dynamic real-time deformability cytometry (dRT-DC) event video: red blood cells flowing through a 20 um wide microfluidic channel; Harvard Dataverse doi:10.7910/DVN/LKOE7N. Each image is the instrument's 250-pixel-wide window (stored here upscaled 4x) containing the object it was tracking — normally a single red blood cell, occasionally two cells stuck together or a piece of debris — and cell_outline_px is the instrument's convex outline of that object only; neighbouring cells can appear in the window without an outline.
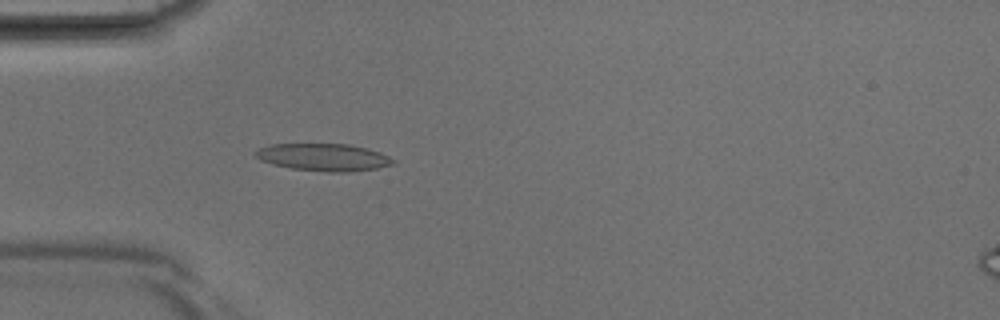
{"species": "Egyptian fruit bat (a non-hibernating species)", "species_latin": "Rousettus aegyptiacus", "temperature_condition": "room temperature", "stored_images_in_passage": 30, "camera_frame_rate_fps": 3000, "um_per_image_px": 0.085, "animal": {"sex": "male"}, "frame": {"image": 1, "passage_image": 1, "time_ms": 0.0, "image_size_px": [1000, 320], "cell_outline_px": [[396, 164], [376, 168], [344, 172], [328, 172], [292, 168], [272, 164], [260, 160], [252, 152], [260, 148], [272, 144], [348, 144], [380, 152], [396, 160]], "centroid_in_image_um": [27.5, 13.36], "position_along_channel_um": 57.5, "area_um2": 21.79}}
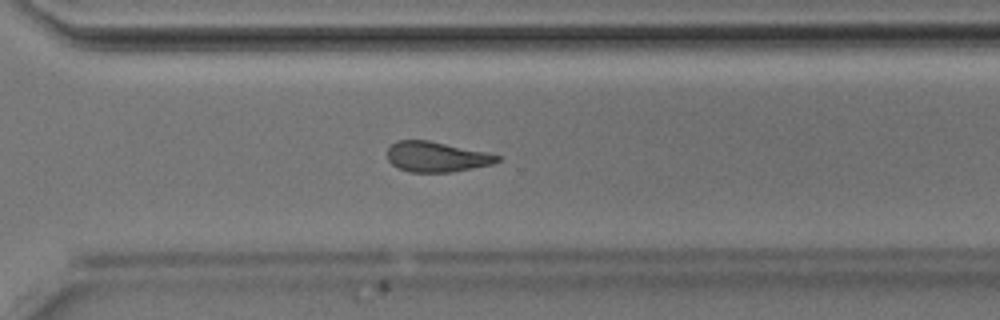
{"frame": {"image": 2, "passage_image": 18, "time_ms": 5.667, "image_size_px": [1000, 320], "cell_outline_px": [[500, 160], [492, 164], [452, 172], [408, 172], [396, 168], [388, 160], [388, 148], [396, 140], [428, 140], [484, 152], [500, 156]], "centroid_in_image_um": [37.05, 13.34], "position_along_channel_um": 333.5, "area_um2": 19.25}}
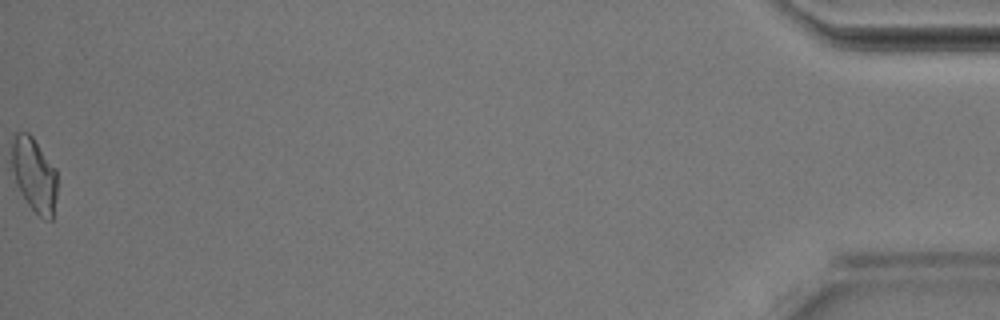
{"frame": {"image": 3, "passage_image": 30, "time_ms": 9.667, "image_size_px": [1000, 320], "cell_outline_px": [[56, 196], [52, 220], [44, 220], [28, 204], [16, 184], [12, 168], [12, 140], [16, 132], [28, 132], [32, 136], [56, 168]], "centroid_in_image_um": [2.91, 14.84], "position_along_channel_um": 432.3, "area_um2": 19.54}}